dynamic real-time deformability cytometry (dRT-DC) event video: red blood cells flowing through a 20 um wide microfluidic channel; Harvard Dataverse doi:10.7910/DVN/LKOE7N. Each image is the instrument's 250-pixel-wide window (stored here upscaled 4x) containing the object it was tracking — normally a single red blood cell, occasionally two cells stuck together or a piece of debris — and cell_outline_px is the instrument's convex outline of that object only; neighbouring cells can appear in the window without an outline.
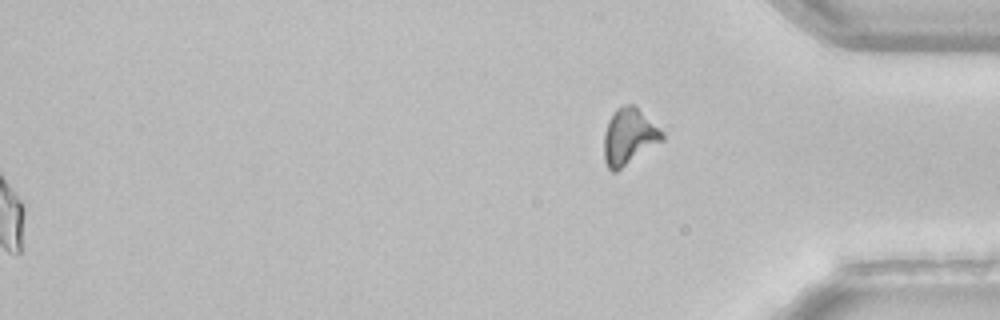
{"species": "common noctule bat (a hibernating species)", "species_latin": "Nyctalus noctula", "temperature_condition": "room temperature", "stored_images_in_passage": 52, "segment_of_instrument_passage": [2, 2], "camera_frame_rate_fps": 3000, "um_per_image_px": 0.085, "animal": {"sex": "female", "body_mass_g": 22.7, "forearm_length_mm": 54.2}, "frame": {"image": 1, "passage_image": 52, "time_ms": 17.0, "image_size_px": [1000, 320], "cell_outline_px": [[664, 140], [616, 172], [612, 172], [608, 168], [604, 160], [604, 132], [608, 120], [616, 108], [628, 104], [632, 104], [664, 132]], "centroid_in_image_um": [53.45, 11.63], "position_along_channel_um": 381.8, "area_um2": 19.02}}